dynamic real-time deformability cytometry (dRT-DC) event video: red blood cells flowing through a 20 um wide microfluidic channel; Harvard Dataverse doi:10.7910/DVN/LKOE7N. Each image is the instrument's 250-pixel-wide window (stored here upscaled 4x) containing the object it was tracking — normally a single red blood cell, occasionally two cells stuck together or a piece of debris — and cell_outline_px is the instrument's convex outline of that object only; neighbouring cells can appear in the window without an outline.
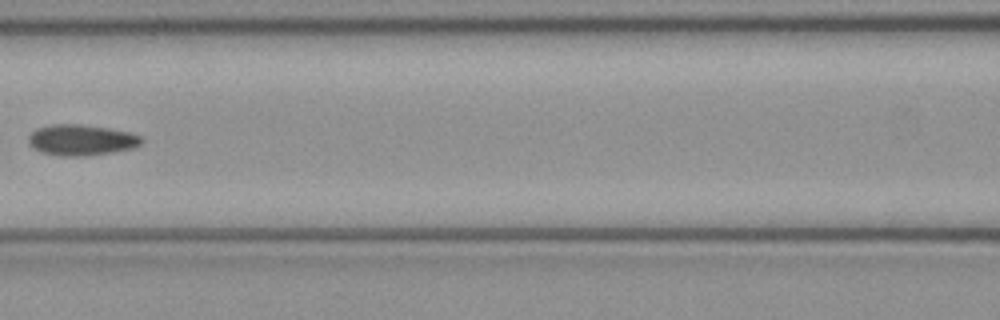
{"species": "common noctule bat (a hibernating species)", "species_latin": "Nyctalus noctula", "temperature_condition": "cold", "stored_images_in_passage": 7, "camera_frame_rate_fps": 3000, "um_per_image_px": 0.085, "animal": {"sex": "female", "body_mass_g": 21.9}, "frame": {"image": 1, "passage_image": 6, "time_ms": 1.667, "image_size_px": [1000, 320], "cell_outline_px": [[144, 140], [140, 144], [132, 148], [112, 152], [84, 156], [60, 156], [40, 152], [28, 144], [28, 136], [36, 128], [52, 124], [76, 124], [108, 128], [128, 132], [140, 136]], "centroid_in_image_um": [6.87, 11.9], "position_along_channel_um": 159.7, "area_um2": 20.29}}
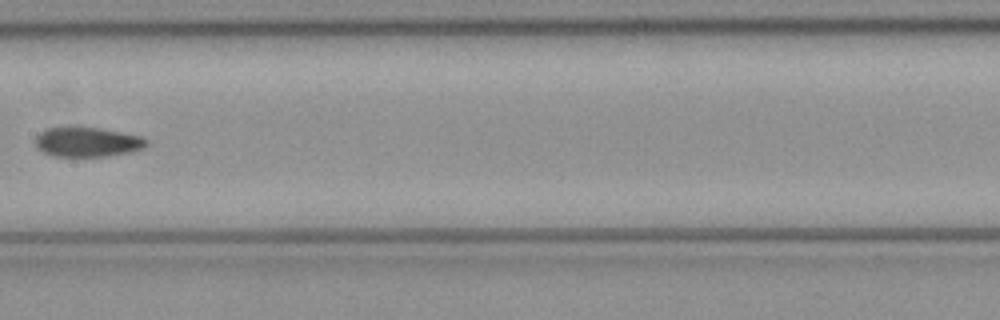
{"frame": {"image": 2, "passage_image": 7, "time_ms": 2.0, "image_size_px": [1000, 320], "cell_outline_px": [[148, 144], [144, 148], [132, 152], [108, 156], [52, 156], [36, 148], [36, 136], [40, 132], [48, 128], [76, 124], [100, 128], [140, 136], [148, 140]], "centroid_in_image_um": [7.41, 12.04], "position_along_channel_um": 200.0, "area_um2": 19.77}}